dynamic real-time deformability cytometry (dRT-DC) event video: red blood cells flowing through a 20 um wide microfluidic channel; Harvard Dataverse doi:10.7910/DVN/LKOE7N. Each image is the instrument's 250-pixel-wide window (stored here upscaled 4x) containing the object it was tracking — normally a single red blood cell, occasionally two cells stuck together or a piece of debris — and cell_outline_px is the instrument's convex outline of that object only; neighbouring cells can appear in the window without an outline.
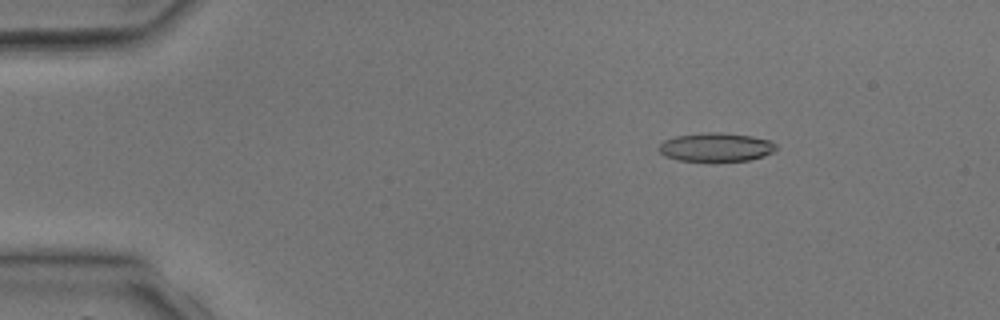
{"species": "common noctule bat (a hibernating species)", "species_latin": "Nyctalus noctula", "temperature_condition": "room temperature", "stored_images_in_passage": 3, "camera_frame_rate_fps": 3000, "um_per_image_px": 0.085, "animal": {"sex": "male", "body_mass_g": 17.9, "forearm_length_mm": 54.2}, "frame": {"image": 1, "passage_image": 2, "time_ms": 1.0, "image_size_px": [1000, 320], "cell_outline_px": [[776, 152], [764, 156], [748, 160], [676, 160], [664, 156], [660, 152], [660, 144], [664, 140], [676, 136], [704, 132], [720, 132], [752, 136], [768, 140], [776, 144]], "centroid_in_image_um": [60.87, 12.49], "position_along_channel_um": 24.1, "area_um2": 19.42}}
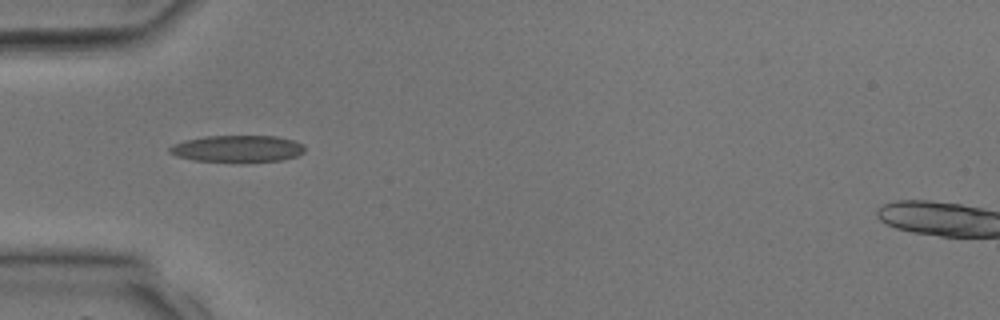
{"frame": {"image": 2, "passage_image": 3, "time_ms": 3.333, "image_size_px": [1000, 320], "cell_outline_px": [[304, 152], [296, 156], [280, 160], [240, 164], [192, 160], [176, 156], [168, 152], [168, 148], [184, 140], [204, 136], [276, 136], [292, 140], [304, 144]], "centroid_in_image_um": [20.17, 12.67], "position_along_channel_um": 64.8, "area_um2": 21.73}}